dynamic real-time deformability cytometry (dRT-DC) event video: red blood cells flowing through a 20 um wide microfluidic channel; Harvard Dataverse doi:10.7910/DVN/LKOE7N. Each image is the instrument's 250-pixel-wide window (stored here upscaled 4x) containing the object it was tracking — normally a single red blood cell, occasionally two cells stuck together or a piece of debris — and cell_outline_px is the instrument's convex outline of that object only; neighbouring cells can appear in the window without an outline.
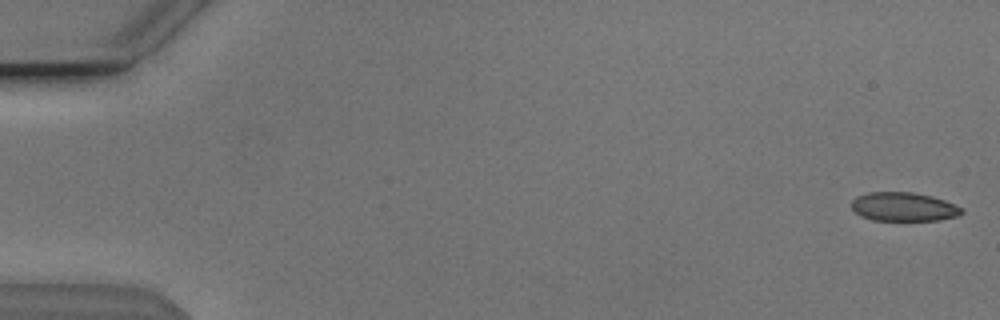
{"species": "Egyptian fruit bat (a non-hibernating species)", "species_latin": "Rousettus aegyptiacus", "temperature_condition": "cold", "stored_images_in_passage": 53, "camera_frame_rate_fps": 3000, "um_per_image_px": 0.085, "animal": {"sex": "male"}, "frame": {"image": 1, "passage_image": 1, "time_ms": 0.0, "image_size_px": [1000, 320], "cell_outline_px": [[964, 212], [956, 216], [940, 220], [872, 220], [860, 216], [852, 208], [852, 200], [856, 196], [868, 192], [912, 192], [932, 196], [944, 200], [964, 208]], "centroid_in_image_um": [76.81, 17.57], "position_along_channel_um": 8.2, "area_um2": 18.55}}
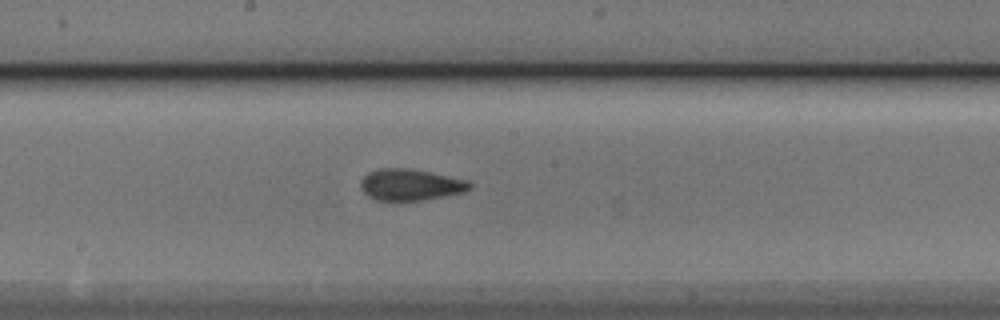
{"frame": {"image": 2, "passage_image": 29, "time_ms": 9.333, "image_size_px": [1000, 320], "cell_outline_px": [[472, 188], [464, 192], [444, 196], [396, 204], [392, 204], [376, 200], [368, 196], [360, 188], [360, 180], [368, 172], [380, 168], [412, 168], [468, 180], [472, 184]], "centroid_in_image_um": [34.84, 15.73], "position_along_channel_um": 213.4, "area_um2": 20.75}}
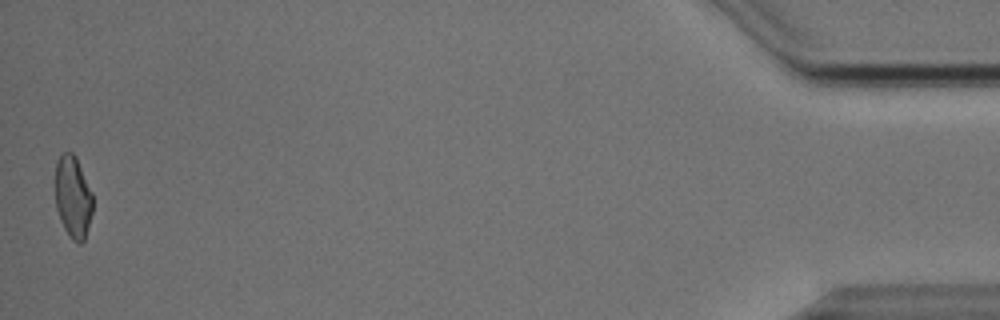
{"frame": {"image": 3, "passage_image": 53, "time_ms": 17.333, "image_size_px": [1000, 320], "cell_outline_px": [[92, 212], [84, 240], [80, 244], [72, 240], [68, 236], [60, 220], [56, 208], [56, 160], [64, 152], [72, 152], [76, 156], [92, 192]], "centroid_in_image_um": [6.2, 16.75], "position_along_channel_um": 429.0, "area_um2": 17.92}, "authors_computed_cell_mechanics": {"area_um2": 19.4208, "velocity_mm_per_s": 3.8432, "shape_relaxation_time_tau1_ms": 5.3131, "shape_relaxation_time_tau2_ms": 1.4695, "deformation_change_tau1": 0.1251, "deformation_change_tau2": 0.0588}}